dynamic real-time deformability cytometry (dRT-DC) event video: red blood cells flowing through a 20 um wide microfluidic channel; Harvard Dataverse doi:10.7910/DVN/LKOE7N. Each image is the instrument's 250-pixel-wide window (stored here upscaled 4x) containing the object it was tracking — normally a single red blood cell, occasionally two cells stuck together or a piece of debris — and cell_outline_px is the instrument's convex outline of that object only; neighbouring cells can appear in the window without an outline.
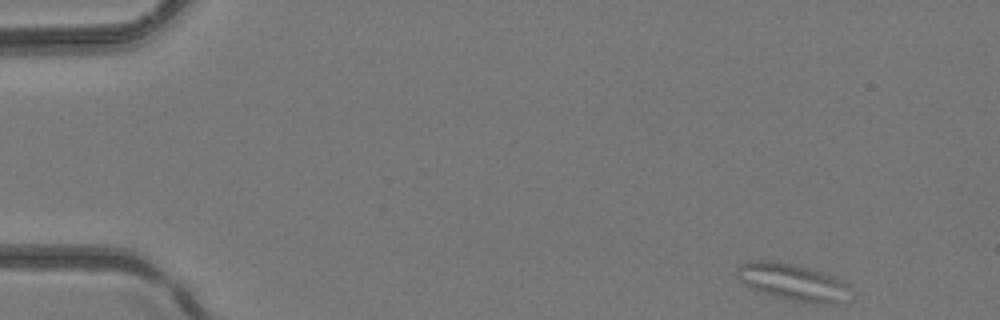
{"species": "common noctule bat (a hibernating species)", "species_latin": "Nyctalus noctula", "temperature_condition": "room temperature", "stored_images_in_passage": 4, "camera_frame_rate_fps": 3000, "um_per_image_px": 0.085, "animal": {"sex": "female", "body_mass_g": 24.6, "forearm_length_mm": 56.2}, "frame": {"image": 1, "passage_image": 1, "time_ms": 0.0, "image_size_px": [1000, 320], "cell_outline_px": [[848, 288], [836, 304], [812, 304], [792, 300], [776, 296], [748, 288], [736, 276], [736, 268], [740, 264], [748, 260], [768, 260], [792, 264], [824, 272], [836, 276], [844, 280], [848, 284]], "centroid_in_image_um": [67.3, 23.95], "position_along_channel_um": 17.7, "area_um2": 24.22}}
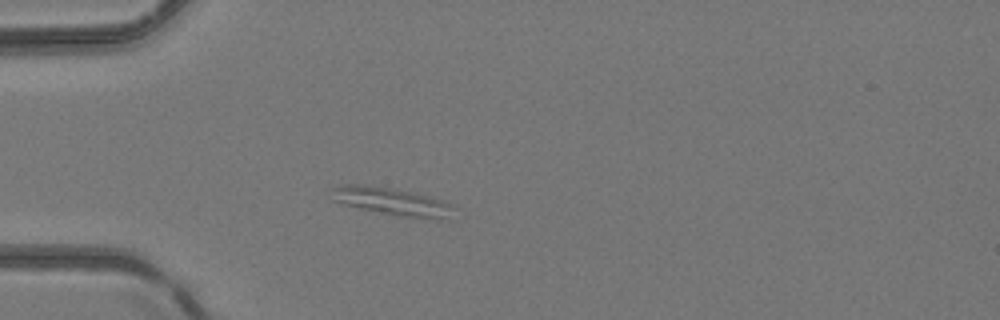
{"frame": {"image": 2, "passage_image": 4, "time_ms": 3.333, "image_size_px": [1000, 320], "cell_outline_px": [[456, 208], [452, 220], [428, 220], [400, 216], [360, 208], [344, 204], [332, 200], [332, 188], [344, 184], [364, 184], [392, 188], [412, 192], [444, 200]], "centroid_in_image_um": [33.45, 17.15], "position_along_channel_um": 51.6, "area_um2": 20.23}}